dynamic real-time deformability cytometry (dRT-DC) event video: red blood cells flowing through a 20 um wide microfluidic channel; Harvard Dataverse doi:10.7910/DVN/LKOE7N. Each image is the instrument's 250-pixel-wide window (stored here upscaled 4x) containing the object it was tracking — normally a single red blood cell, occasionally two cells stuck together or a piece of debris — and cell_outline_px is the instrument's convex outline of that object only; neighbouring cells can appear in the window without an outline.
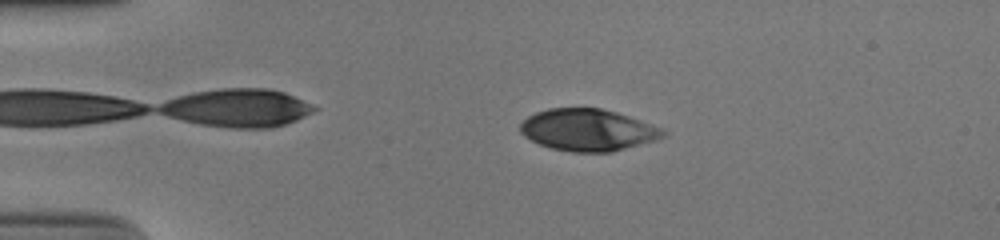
{"species": "human", "species_latin": "Homo sapiens", "temperature_condition": "cold", "stored_images_in_passage": 52, "camera_frame_rate_fps": 3000, "um_per_image_px": 0.085, "donor": {"sex": "male"}, "frame": {"image": 1, "passage_image": 11, "time_ms": 3.333, "image_size_px": [1000, 240], "cell_outline_px": [[668, 136], [656, 140], [612, 152], [572, 152], [552, 148], [540, 144], [524, 136], [520, 132], [520, 124], [528, 116], [536, 112], [548, 108], [600, 108], [616, 112], [664, 128], [668, 132]], "centroid_in_image_um": [50.01, 11.05], "position_along_channel_um": 35.0, "area_um2": 34.97}}
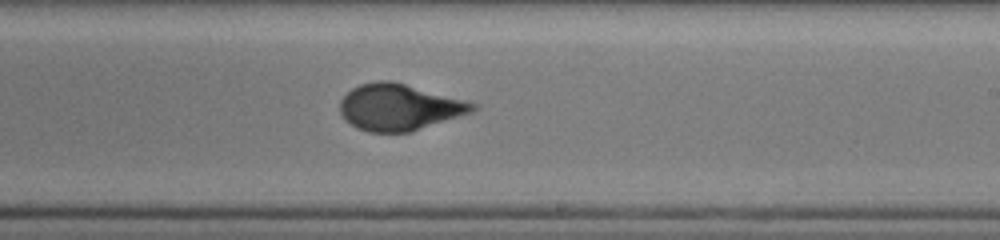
{"frame": {"image": 2, "passage_image": 32, "time_ms": 10.333, "image_size_px": [1000, 240], "cell_outline_px": [[476, 108], [472, 112], [412, 132], [368, 132], [356, 128], [344, 120], [340, 112], [340, 100], [352, 88], [360, 84], [376, 80], [392, 80], [476, 104]], "centroid_in_image_um": [33.87, 9.12], "position_along_channel_um": 255.1, "area_um2": 35.72}}
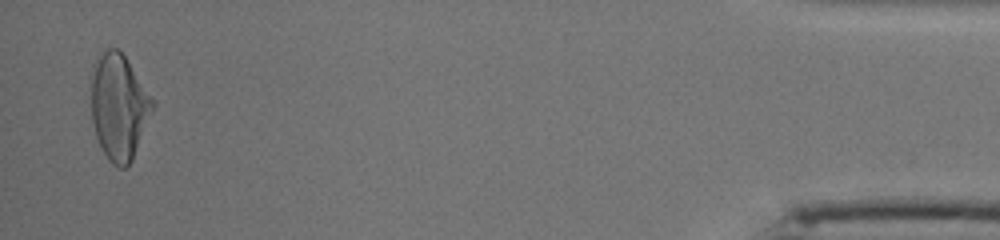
{"frame": {"image": 3, "passage_image": 51, "time_ms": 16.667, "image_size_px": [1000, 240], "cell_outline_px": [[156, 104], [132, 160], [124, 168], [120, 168], [112, 164], [108, 160], [96, 136], [92, 120], [92, 64], [108, 48], [116, 48], [124, 56]], "centroid_in_image_um": [10.11, 9.11], "position_along_channel_um": 425.1, "area_um2": 37.28}, "authors_computed_cell_mechanics": {"area_um2": 35.7782, "velocity_mm_per_s": 3.9095, "shape_relaxation_time_tau1_ms": 6.3251, "shape_relaxation_time_tau2_ms": null, "deformation_change_tau1": 0.2362, "deformation_change_tau2": null}}